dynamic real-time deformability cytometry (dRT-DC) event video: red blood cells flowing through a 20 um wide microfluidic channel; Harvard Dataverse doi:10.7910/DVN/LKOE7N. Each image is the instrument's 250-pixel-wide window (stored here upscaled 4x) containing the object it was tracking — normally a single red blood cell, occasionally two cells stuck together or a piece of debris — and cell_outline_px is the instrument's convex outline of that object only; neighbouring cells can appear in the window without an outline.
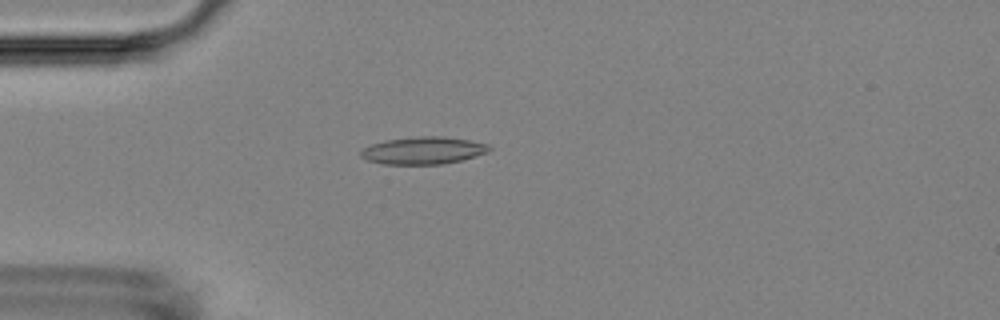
{"species": "Egyptian fruit bat (a non-hibernating species)", "species_latin": "Rousettus aegyptiacus", "temperature_condition": "room temperature", "stored_images_in_passage": 55, "camera_frame_rate_fps": 3000, "um_per_image_px": 0.085, "animal": {"sex": "female"}, "frame": {"image": 1, "passage_image": 15, "time_ms": 4.667, "image_size_px": [1000, 320], "cell_outline_px": [[492, 148], [488, 152], [460, 160], [444, 164], [384, 164], [368, 160], [360, 156], [360, 152], [364, 148], [372, 144], [384, 140], [416, 136], [444, 136], [468, 140], [488, 144]], "centroid_in_image_um": [35.97, 12.78], "position_along_channel_um": 49.0, "area_um2": 20.4}}
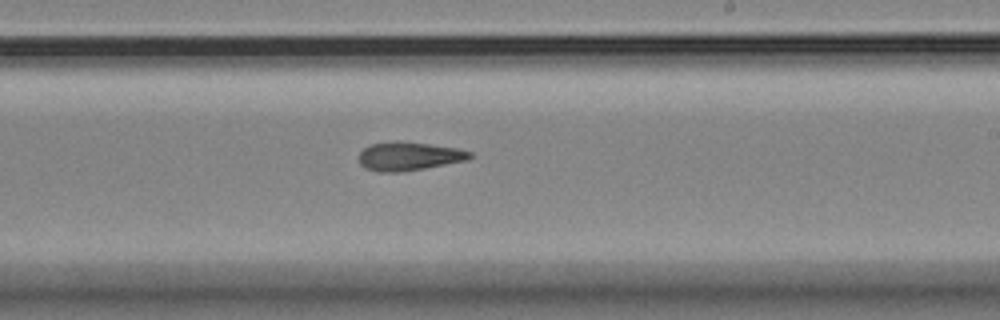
{"frame": {"image": 2, "passage_image": 33, "time_ms": 10.667, "image_size_px": [1000, 320], "cell_outline_px": [[472, 156], [468, 160], [404, 172], [376, 172], [364, 168], [360, 164], [360, 152], [368, 144], [428, 144], [456, 148], [472, 152]], "centroid_in_image_um": [34.77, 13.34], "position_along_channel_um": 254.2, "area_um2": 17.8}}
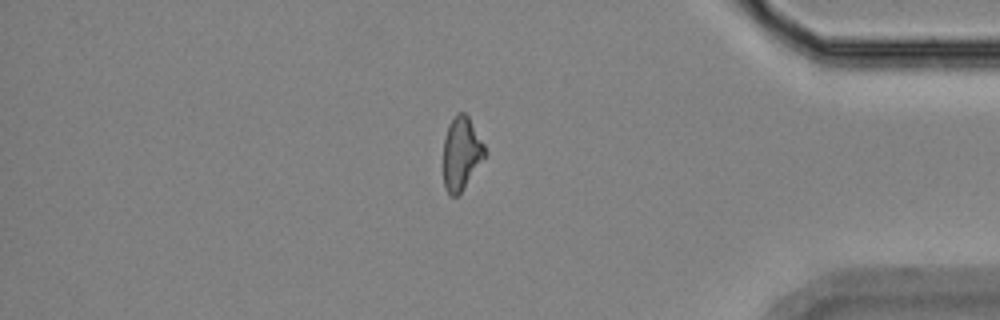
{"frame": {"image": 3, "passage_image": 47, "time_ms": 15.333, "image_size_px": [1000, 320], "cell_outline_px": [[484, 156], [460, 192], [456, 196], [452, 196], [444, 188], [444, 136], [448, 124], [456, 112], [464, 112], [468, 116], [484, 144]], "centroid_in_image_um": [39.17, 12.98], "position_along_channel_um": 396.0, "area_um2": 17.17}, "authors_computed_cell_mechanics": {"area_um2": 18.7272, "velocity_mm_per_s": 3.6219, "shape_relaxation_time_tau1_ms": 8.4476, "shape_relaxation_time_tau2_ms": 7.5499, "deformation_change_tau1": 0.1775, "deformation_change_tau2": 0.2038}}